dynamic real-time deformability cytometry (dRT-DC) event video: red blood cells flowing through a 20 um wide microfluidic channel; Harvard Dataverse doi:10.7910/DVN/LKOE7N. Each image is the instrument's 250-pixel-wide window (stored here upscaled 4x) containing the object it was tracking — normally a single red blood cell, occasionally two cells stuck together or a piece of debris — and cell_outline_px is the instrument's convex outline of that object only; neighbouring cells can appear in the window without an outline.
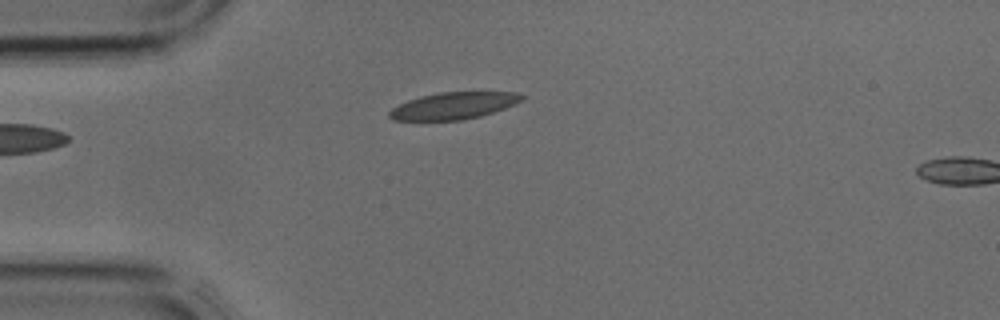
{"species": "common noctule bat (a hibernating species)", "species_latin": "Nyctalus noctula", "temperature_condition": "cold", "stored_images_in_passage": 4, "camera_frame_rate_fps": 3000, "um_per_image_px": 0.085, "animal": {"sex": "male", "body_mass_g": 17.9, "forearm_length_mm": 54.2}, "frame": {"image": 1, "passage_image": 3, "time_ms": 0.667, "image_size_px": [1000, 320], "cell_outline_px": [[524, 96], [520, 100], [504, 108], [480, 116], [460, 120], [392, 120], [388, 116], [388, 112], [392, 108], [408, 100], [420, 96], [440, 92], [516, 92]], "centroid_in_image_um": [38.49, 8.98], "position_along_channel_um": 46.5, "area_um2": 20.46}}